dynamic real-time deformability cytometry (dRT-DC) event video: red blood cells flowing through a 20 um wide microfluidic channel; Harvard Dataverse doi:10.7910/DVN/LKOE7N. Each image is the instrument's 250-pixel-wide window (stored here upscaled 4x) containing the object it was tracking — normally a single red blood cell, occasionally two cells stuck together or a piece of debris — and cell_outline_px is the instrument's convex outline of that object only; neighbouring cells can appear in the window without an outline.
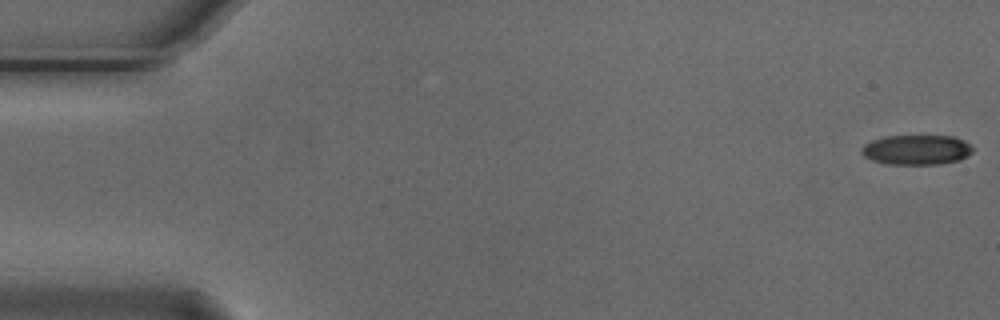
{"species": "Egyptian fruit bat (a non-hibernating species)", "species_latin": "Rousettus aegyptiacus", "temperature_condition": "cold", "stored_images_in_passage": 55, "camera_frame_rate_fps": 3000, "um_per_image_px": 0.085, "animal": {"sex": "male"}, "frame": {"image": 1, "passage_image": 1, "time_ms": 0.0, "image_size_px": [1000, 320], "cell_outline_px": [[972, 152], [968, 156], [960, 160], [940, 164], [888, 164], [872, 160], [864, 156], [860, 152], [860, 148], [864, 144], [872, 140], [884, 136], [952, 136], [964, 140], [972, 148]], "centroid_in_image_um": [77.88, 12.73], "position_along_channel_um": 7.1, "area_um2": 19.42}}
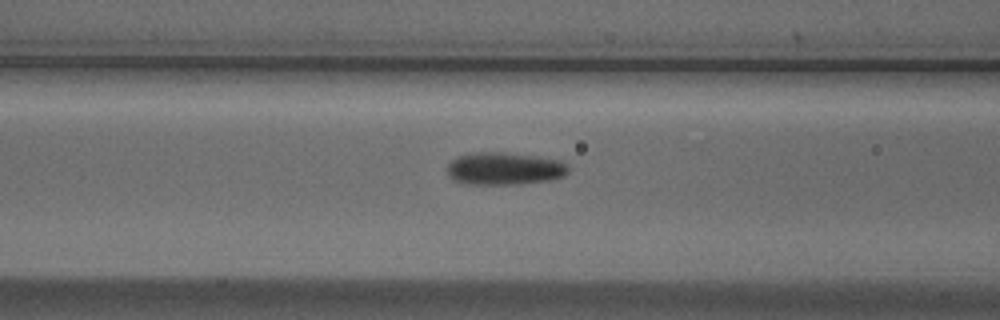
{"frame": {"image": 2, "passage_image": 22, "time_ms": 7.0, "image_size_px": [1000, 320], "cell_outline_px": [[568, 172], [564, 176], [548, 180], [520, 184], [464, 184], [452, 180], [448, 176], [448, 164], [456, 156], [476, 152], [504, 152], [540, 156], [560, 160], [568, 164]], "centroid_in_image_um": [42.87, 14.32], "position_along_channel_um": 123.7, "area_um2": 23.29}}
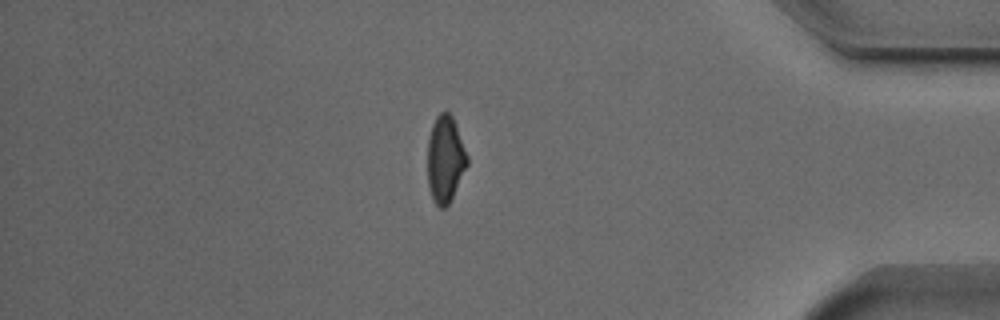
{"frame": {"image": 3, "passage_image": 47, "time_ms": 15.333, "image_size_px": [1000, 320], "cell_outline_px": [[468, 164], [448, 204], [444, 208], [440, 208], [432, 200], [428, 184], [428, 136], [432, 124], [436, 116], [440, 112], [448, 112], [452, 116], [468, 156]], "centroid_in_image_um": [37.83, 13.52], "position_along_channel_um": 397.4, "area_um2": 19.88}, "authors_computed_cell_mechanics": {"area_um2": 21.097, "velocity_mm_per_s": 3.7191, "shape_relaxation_time_tau1_ms": 3.8215, "shape_relaxation_time_tau2_ms": 6.5789, "deformation_change_tau1": 0.1198, "deformation_change_tau2": 0.1454}}